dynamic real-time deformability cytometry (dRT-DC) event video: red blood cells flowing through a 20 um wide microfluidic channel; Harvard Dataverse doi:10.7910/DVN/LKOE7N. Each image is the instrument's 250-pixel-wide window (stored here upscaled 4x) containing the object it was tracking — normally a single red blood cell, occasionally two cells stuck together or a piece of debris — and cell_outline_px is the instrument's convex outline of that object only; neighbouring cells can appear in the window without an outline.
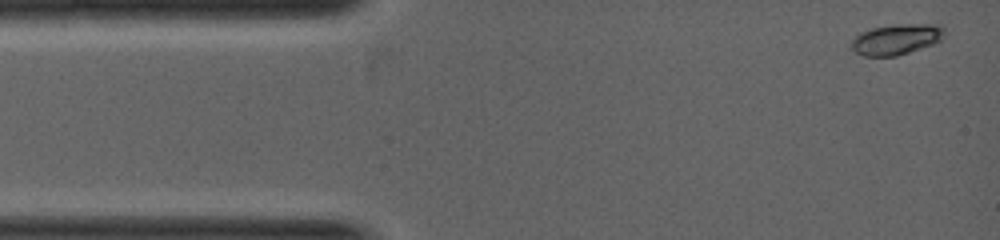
{"species": "common noctule bat (a hibernating species)", "species_latin": "Nyctalus noctula", "temperature_condition": "warm", "stored_images_in_passage": 4, "camera_frame_rate_fps": 5000, "um_per_image_px": 0.085, "animal": {"sex": "female", "body_mass_g": 19.0, "forearm_length_mm": 53.3}, "frame": {"image": 1, "passage_image": 1, "time_ms": 0.0, "image_size_px": [1000, 240], "cell_outline_px": [[944, 36], [940, 40], [932, 44], [896, 56], [864, 56], [856, 52], [852, 48], [852, 40], [860, 32], [872, 28], [896, 24], [940, 24], [944, 28]], "centroid_in_image_um": [76.2, 3.33], "position_along_channel_um": 8.8, "area_um2": 16.47}}
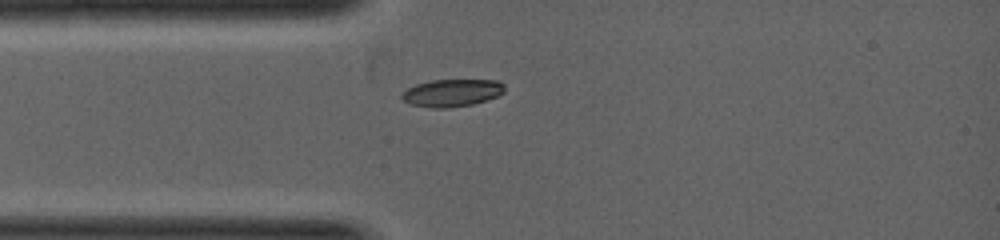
{"frame": {"image": 2, "passage_image": 4, "time_ms": 1.4, "image_size_px": [1000, 240], "cell_outline_px": [[504, 92], [496, 96], [472, 104], [444, 108], [432, 108], [412, 104], [404, 100], [400, 96], [408, 88], [416, 84], [432, 80], [496, 80], [504, 84]], "centroid_in_image_um": [38.41, 7.88], "position_along_channel_um": 46.6, "area_um2": 16.13}}